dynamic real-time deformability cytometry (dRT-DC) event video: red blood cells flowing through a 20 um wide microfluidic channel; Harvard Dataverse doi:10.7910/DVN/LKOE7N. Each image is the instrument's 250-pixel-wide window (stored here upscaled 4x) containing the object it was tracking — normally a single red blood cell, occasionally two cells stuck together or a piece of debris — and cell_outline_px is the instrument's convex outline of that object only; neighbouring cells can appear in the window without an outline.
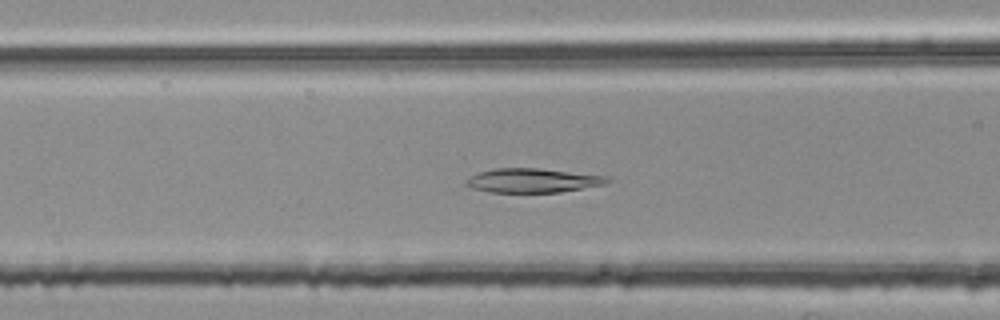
{"species": "common noctule bat (a hibernating species)", "species_latin": "Nyctalus noctula", "temperature_condition": "room temperature", "stored_images_in_passage": 52, "camera_frame_rate_fps": 3000, "um_per_image_px": 0.085, "animal": {"sex": "female", "body_mass_g": 25.1}, "frame": {"image": 1, "passage_image": 21, "time_ms": 6.667, "image_size_px": [1000, 320], "cell_outline_px": [[612, 180], [608, 184], [560, 192], [488, 192], [472, 188], [464, 184], [464, 180], [480, 172], [492, 168], [536, 168], [608, 176]], "centroid_in_image_um": [45.29, 15.34], "position_along_channel_um": 121.3, "area_um2": 19.94}}
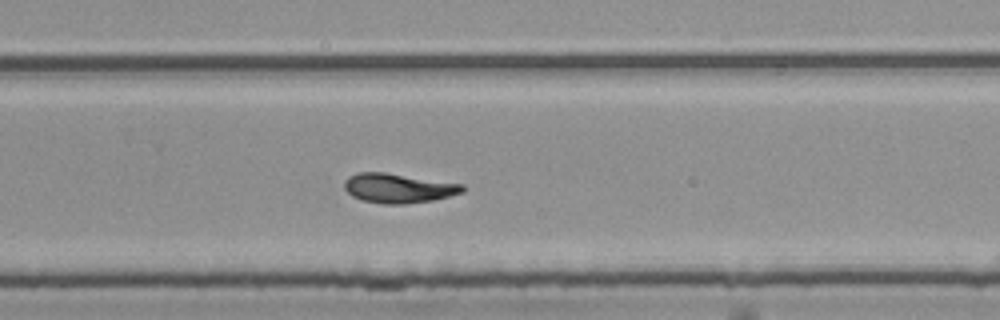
{"frame": {"image": 2, "passage_image": 35, "time_ms": 11.333, "image_size_px": [1000, 320], "cell_outline_px": [[464, 192], [432, 200], [404, 204], [384, 204], [360, 200], [352, 196], [344, 188], [344, 180], [348, 176], [356, 172], [384, 172], [464, 184]], "centroid_in_image_um": [33.82, 15.99], "position_along_channel_um": 296.0, "area_um2": 20.35}}
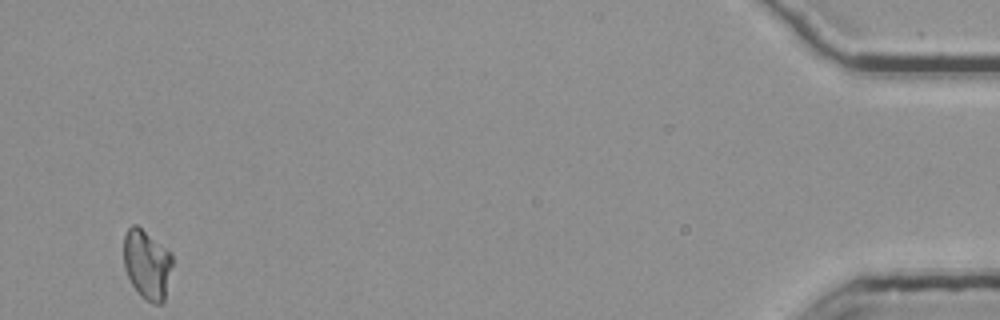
{"frame": {"image": 3, "passage_image": 52, "time_ms": 17.0, "image_size_px": [1000, 320], "cell_outline_px": [[172, 264], [164, 304], [152, 304], [144, 300], [140, 296], [132, 284], [124, 268], [124, 236], [128, 228], [132, 224], [136, 224], [172, 252]], "centroid_in_image_um": [12.5, 22.49], "position_along_channel_um": 422.7, "area_um2": 19.94}, "authors_computed_cell_mechanics": {"area_um2": 20.1722, "velocity_mm_per_s": 3.7536, "shape_relaxation_time_tau1_ms": 6.5895, "shape_relaxation_time_tau2_ms": 7.3372, "deformation_change_tau1": 0.1925, "deformation_change_tau2": 0.1291}}